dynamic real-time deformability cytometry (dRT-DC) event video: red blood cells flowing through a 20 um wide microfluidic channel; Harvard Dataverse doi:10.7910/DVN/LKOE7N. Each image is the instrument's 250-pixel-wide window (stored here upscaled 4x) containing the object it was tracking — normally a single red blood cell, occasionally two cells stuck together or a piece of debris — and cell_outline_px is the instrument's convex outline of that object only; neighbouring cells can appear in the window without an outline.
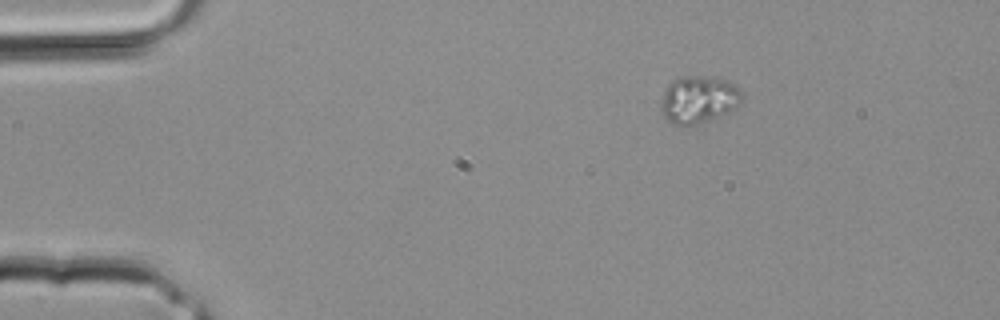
{"species": "common noctule bat (a hibernating species)", "species_latin": "Nyctalus noctula", "temperature_condition": "room temperature", "stored_images_in_passage": 1, "camera_frame_rate_fps": 3000, "um_per_image_px": 0.085, "animal": {"sex": "male", "body_mass_g": 20.4}, "frame": {"image": 1, "passage_image": 1, "time_ms": 0.0, "image_size_px": [1000, 320], "cell_outline_px": [[744, 96], [740, 104], [736, 108], [708, 120], [696, 124], [672, 124], [664, 120], [660, 108], [660, 104], [664, 92], [668, 84], [672, 80], [692, 76], [712, 76], [724, 80], [740, 88], [744, 92]], "centroid_in_image_um": [59.38, 8.46], "position_along_channel_um": 25.6, "area_um2": 22.37}}